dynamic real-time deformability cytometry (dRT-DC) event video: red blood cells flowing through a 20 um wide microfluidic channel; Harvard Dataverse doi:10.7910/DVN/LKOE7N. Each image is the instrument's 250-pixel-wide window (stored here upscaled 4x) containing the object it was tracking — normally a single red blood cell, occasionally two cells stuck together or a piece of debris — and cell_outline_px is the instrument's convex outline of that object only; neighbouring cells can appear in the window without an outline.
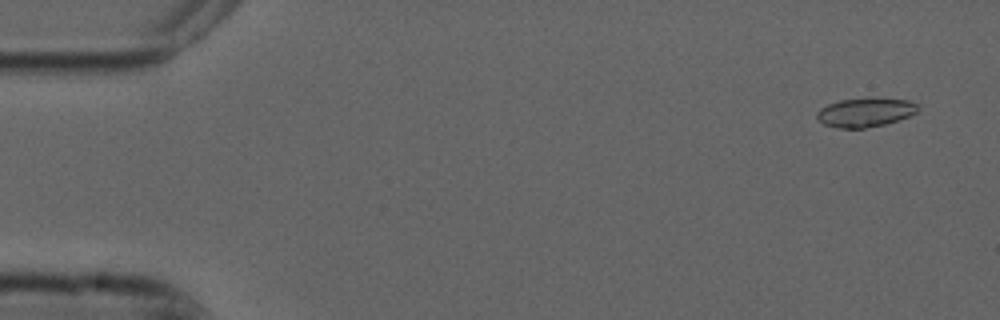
{"species": "common noctule bat (a hibernating species)", "species_latin": "Nyctalus noctula", "temperature_condition": "cold", "stored_images_in_passage": 54, "camera_frame_rate_fps": 3000, "um_per_image_px": 0.085, "animal": {"sex": "male", "forearm_length_mm": 52.5}, "frame": {"image": 1, "passage_image": 3, "time_ms": 0.667, "image_size_px": [1000, 320], "cell_outline_px": [[920, 108], [916, 112], [908, 116], [884, 124], [864, 128], [836, 128], [824, 124], [816, 116], [816, 112], [820, 108], [828, 104], [840, 100], [868, 96], [872, 96], [908, 100], [920, 104]], "centroid_in_image_um": [73.57, 9.51], "position_along_channel_um": 11.4, "area_um2": 17.46}}
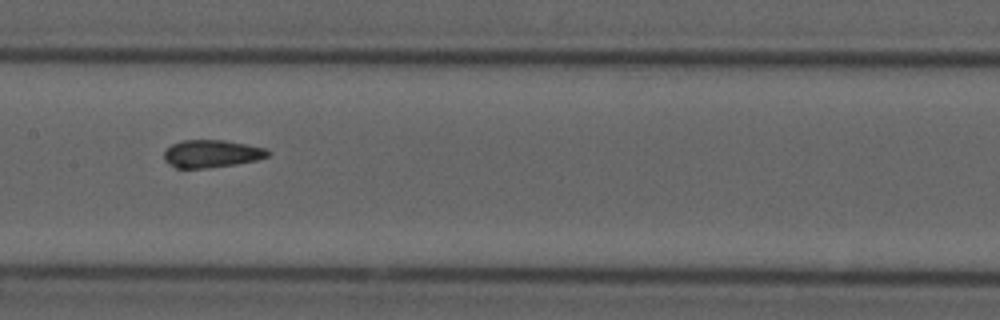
{"frame": {"image": 2, "passage_image": 27, "time_ms": 8.667, "image_size_px": [1000, 320], "cell_outline_px": [[272, 152], [268, 156], [256, 160], [236, 164], [204, 168], [176, 168], [168, 164], [164, 160], [164, 152], [172, 144], [184, 140], [224, 140], [268, 148]], "centroid_in_image_um": [18.01, 13.06], "position_along_channel_um": 189.4, "area_um2": 16.76}}
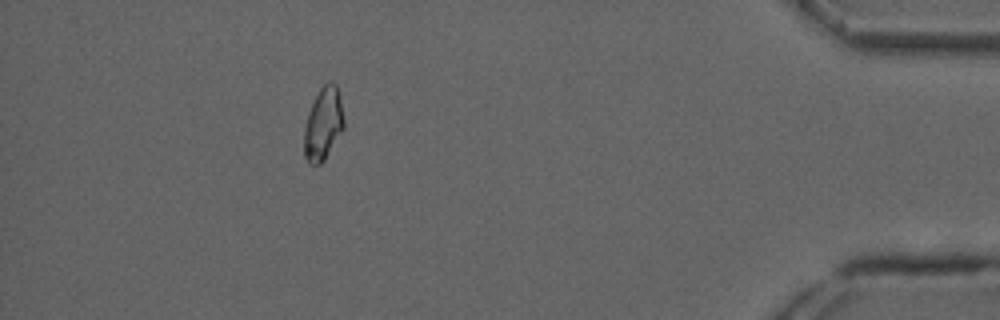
{"frame": {"image": 3, "passage_image": 49, "time_ms": 16.0, "image_size_px": [1000, 320], "cell_outline_px": [[344, 128], [324, 160], [320, 164], [308, 164], [304, 156], [304, 128], [308, 112], [320, 88], [328, 80], [332, 80], [336, 84], [340, 100], [344, 120]], "centroid_in_image_um": [27.46, 10.53], "position_along_channel_um": 407.7, "area_um2": 16.82}, "authors_computed_cell_mechanics": {"area_um2": 16.9932, "velocity_mm_per_s": 3.7412, "shape_relaxation_time_tau1_ms": null, "shape_relaxation_time_tau2_ms": 1.2895, "deformation_change_tau1": null, "deformation_change_tau2": 0.0662}}